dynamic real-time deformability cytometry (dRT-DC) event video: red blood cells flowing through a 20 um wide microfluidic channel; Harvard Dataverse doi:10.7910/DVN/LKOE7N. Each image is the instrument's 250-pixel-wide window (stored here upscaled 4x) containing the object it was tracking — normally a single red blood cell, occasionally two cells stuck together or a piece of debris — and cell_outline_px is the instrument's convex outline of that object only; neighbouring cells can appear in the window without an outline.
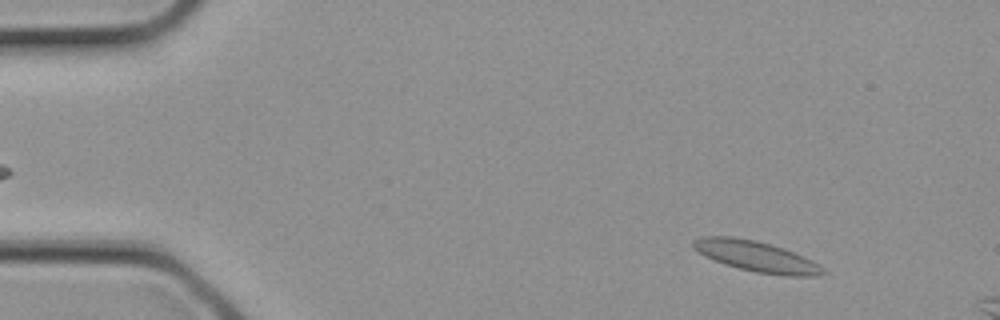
{"species": "common noctule bat (a hibernating species)", "species_latin": "Nyctalus noctula", "temperature_condition": "cold", "stored_images_in_passage": 2, "camera_frame_rate_fps": 3000, "um_per_image_px": 0.085, "animal": {"sex": "female", "body_mass_g": 21.9}, "frame": {"image": 1, "passage_image": 1, "time_ms": 0.0, "image_size_px": [1000, 320], "cell_outline_px": [[828, 272], [820, 276], [784, 276], [756, 272], [724, 264], [704, 256], [692, 248], [692, 240], [704, 236], [732, 236], [756, 240], [772, 244], [784, 248], [804, 256], [820, 264]], "centroid_in_image_um": [64.32, 21.79], "position_along_channel_um": 20.7, "area_um2": 23.52}}